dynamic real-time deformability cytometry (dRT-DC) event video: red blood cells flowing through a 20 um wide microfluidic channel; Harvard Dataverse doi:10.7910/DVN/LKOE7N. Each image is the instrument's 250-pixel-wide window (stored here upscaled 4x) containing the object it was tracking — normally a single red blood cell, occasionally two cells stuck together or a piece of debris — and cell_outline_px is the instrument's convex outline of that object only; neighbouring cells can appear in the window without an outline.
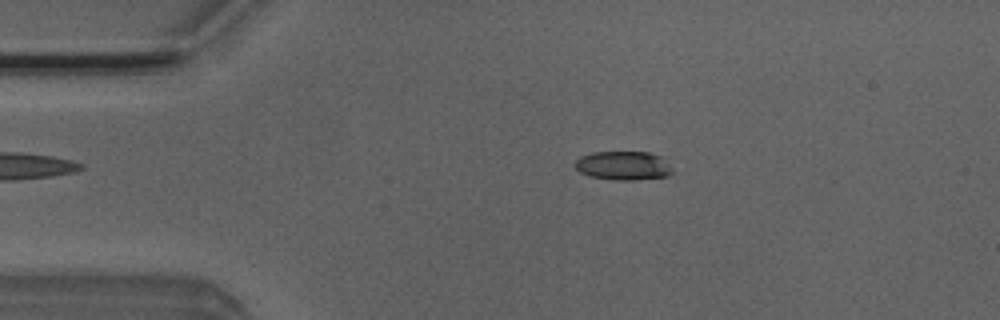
{"species": "Egyptian fruit bat (a non-hibernating species)", "species_latin": "Rousettus aegyptiacus", "temperature_condition": "room temperature", "stored_images_in_passage": 3, "camera_frame_rate_fps": 3000, "um_per_image_px": 0.085, "animal": {"sex": "male"}, "frame": {"image": 1, "passage_image": 2, "time_ms": 0.333, "image_size_px": [1000, 320], "cell_outline_px": [[672, 172], [668, 176], [632, 180], [616, 180], [588, 176], [580, 172], [572, 164], [580, 156], [592, 152], [648, 152], [660, 156], [672, 168]], "centroid_in_image_um": [52.94, 14.08], "position_along_channel_um": 32.1, "area_um2": 16.42}}